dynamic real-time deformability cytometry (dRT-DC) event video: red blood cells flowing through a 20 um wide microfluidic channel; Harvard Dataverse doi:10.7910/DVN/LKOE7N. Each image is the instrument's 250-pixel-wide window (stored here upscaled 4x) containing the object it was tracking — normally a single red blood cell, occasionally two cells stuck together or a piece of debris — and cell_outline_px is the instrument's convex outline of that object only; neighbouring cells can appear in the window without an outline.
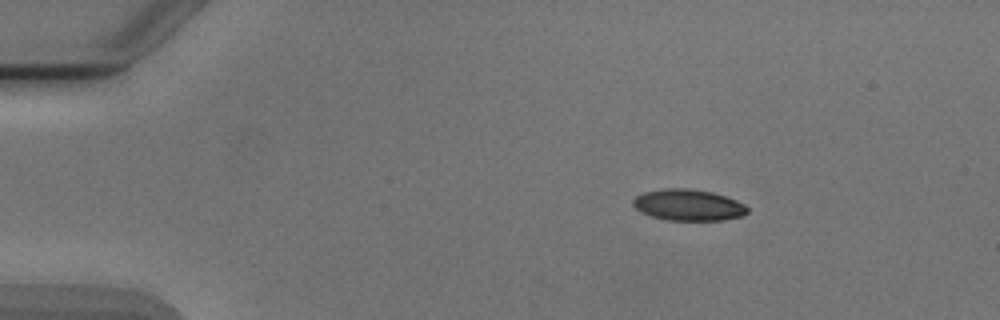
{"species": "Egyptian fruit bat (a non-hibernating species)", "species_latin": "Rousettus aegyptiacus", "temperature_condition": "cold", "stored_images_in_passage": 4, "camera_frame_rate_fps": 3000, "um_per_image_px": 0.085, "animal": {"sex": "male"}, "frame": {"image": 1, "passage_image": 2, "time_ms": 1.333, "image_size_px": [1000, 320], "cell_outline_px": [[748, 212], [744, 216], [724, 220], [668, 220], [652, 216], [640, 212], [632, 204], [632, 200], [636, 196], [644, 192], [664, 188], [688, 188], [712, 192], [736, 200], [744, 204], [748, 208]], "centroid_in_image_um": [58.51, 17.42], "position_along_channel_um": 26.5, "area_um2": 20.92}}